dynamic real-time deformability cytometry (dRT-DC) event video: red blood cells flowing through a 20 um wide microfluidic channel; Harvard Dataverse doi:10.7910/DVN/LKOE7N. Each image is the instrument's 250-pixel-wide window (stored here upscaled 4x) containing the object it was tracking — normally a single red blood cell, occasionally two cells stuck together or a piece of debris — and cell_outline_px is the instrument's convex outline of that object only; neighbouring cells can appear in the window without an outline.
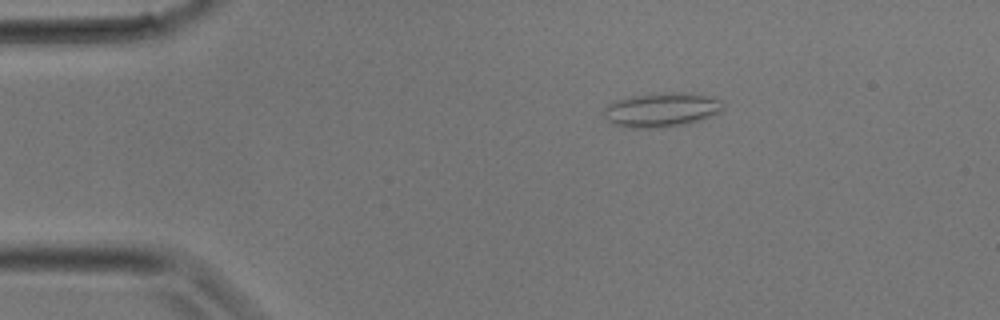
{"species": "common noctule bat (a hibernating species)", "species_latin": "Nyctalus noctula", "temperature_condition": "room temperature", "stored_images_in_passage": 32, "camera_frame_rate_fps": 3000, "um_per_image_px": 0.085, "animal": {"sex": "male", "body_mass_g": 17.9}, "frame": {"image": 1, "passage_image": 6, "time_ms": 1.667, "image_size_px": [1000, 320], "cell_outline_px": [[724, 108], [720, 112], [712, 116], [688, 124], [660, 128], [628, 128], [616, 124], [608, 120], [604, 116], [604, 108], [608, 104], [616, 100], [648, 92], [692, 92], [720, 100], [724, 104]], "centroid_in_image_um": [56.25, 9.32], "position_along_channel_um": 28.8, "area_um2": 24.28}}
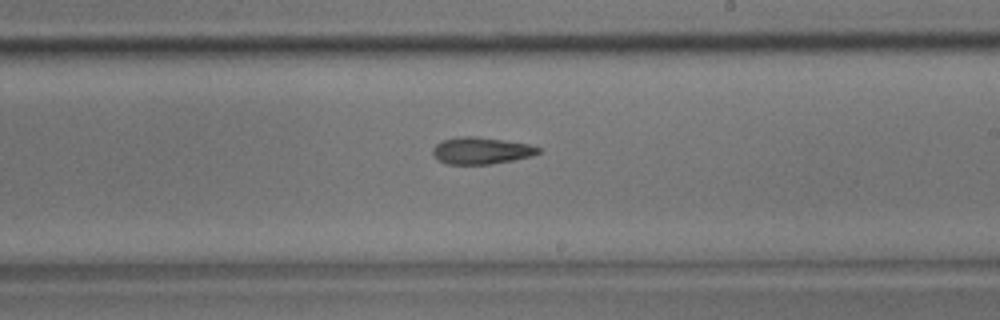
{"frame": {"image": 2, "passage_image": 19, "time_ms": 6.0, "image_size_px": [1000, 320], "cell_outline_px": [[540, 152], [532, 156], [492, 164], [444, 164], [432, 152], [432, 148], [440, 140], [456, 136], [476, 136], [504, 140], [528, 144], [540, 148]], "centroid_in_image_um": [40.87, 12.79], "position_along_channel_um": 248.1, "area_um2": 16.59}}
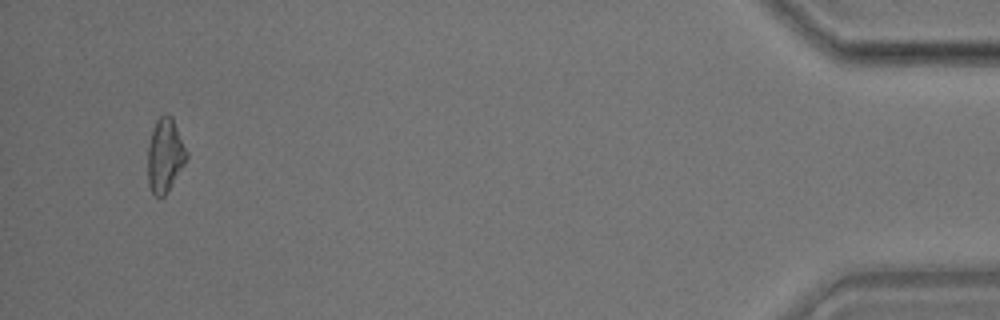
{"frame": {"image": 3, "passage_image": 31, "time_ms": 10.0, "image_size_px": [1000, 320], "cell_outline_px": [[188, 156], [184, 164], [168, 192], [160, 200], [152, 192], [148, 184], [148, 144], [156, 120], [164, 112], [172, 116], [188, 152]], "centroid_in_image_um": [14.03, 13.21], "position_along_channel_um": 421.2, "area_um2": 16.88}}